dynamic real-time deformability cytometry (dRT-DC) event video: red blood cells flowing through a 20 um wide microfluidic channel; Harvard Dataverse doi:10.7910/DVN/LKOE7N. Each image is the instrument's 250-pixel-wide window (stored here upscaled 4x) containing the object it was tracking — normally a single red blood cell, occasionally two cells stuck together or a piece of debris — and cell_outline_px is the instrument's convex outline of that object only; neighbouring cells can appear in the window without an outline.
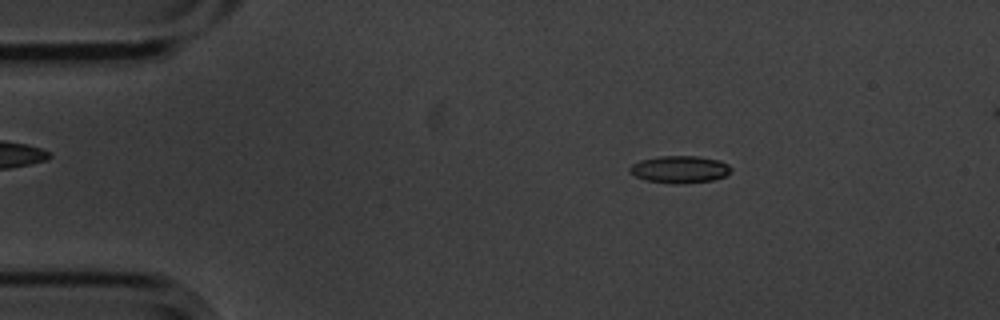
{"species": "common noctule bat (a hibernating species)", "species_latin": "Nyctalus noctula", "temperature_condition": "cold", "stored_images_in_passage": 4, "camera_frame_rate_fps": 3000, "um_per_image_px": 0.085, "animal": {"sex": "male", "body_mass_g": 20.1, "forearm_length_mm": 53.5}, "frame": {"image": 1, "passage_image": 2, "time_ms": 0.333, "image_size_px": [1000, 320], "cell_outline_px": [[732, 168], [724, 176], [712, 180], [684, 184], [644, 180], [628, 172], [628, 168], [632, 164], [640, 160], [660, 156], [700, 156], [720, 160], [728, 164]], "centroid_in_image_um": [57.76, 14.38], "position_along_channel_um": 27.2, "area_um2": 16.07}}